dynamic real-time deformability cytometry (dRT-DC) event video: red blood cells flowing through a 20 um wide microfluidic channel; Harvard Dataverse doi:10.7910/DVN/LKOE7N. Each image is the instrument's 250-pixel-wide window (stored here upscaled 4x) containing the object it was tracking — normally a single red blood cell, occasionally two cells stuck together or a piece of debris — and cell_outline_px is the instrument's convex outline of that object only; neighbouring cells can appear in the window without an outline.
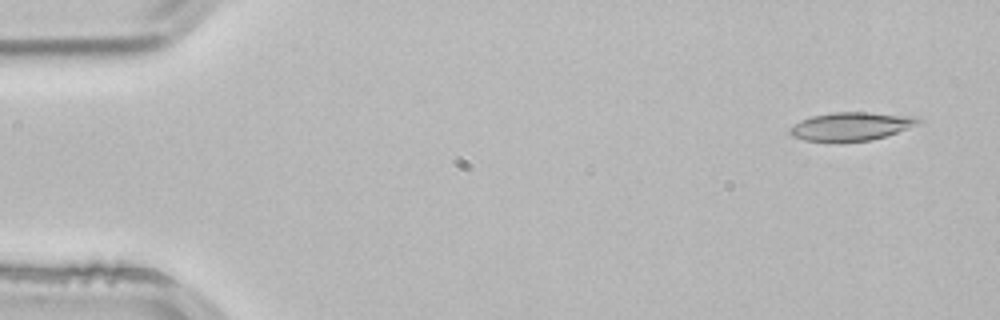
{"species": "common noctule bat (a hibernating species)", "species_latin": "Nyctalus noctula", "temperature_condition": "room temperature", "stored_images_in_passage": 3, "camera_frame_rate_fps": 3000, "um_per_image_px": 0.085, "animal": {"sex": "male", "body_mass_g": 21.5, "forearm_length_mm": 52.0}, "frame": {"image": 1, "passage_image": 1, "time_ms": 0.0, "image_size_px": [1000, 320], "cell_outline_px": [[924, 120], [920, 124], [872, 140], [840, 144], [836, 144], [804, 140], [792, 136], [788, 132], [788, 128], [792, 124], [800, 120], [812, 116], [832, 112], [868, 112], [920, 116]], "centroid_in_image_um": [72.33, 10.76], "position_along_channel_um": 12.7, "area_um2": 22.2}}
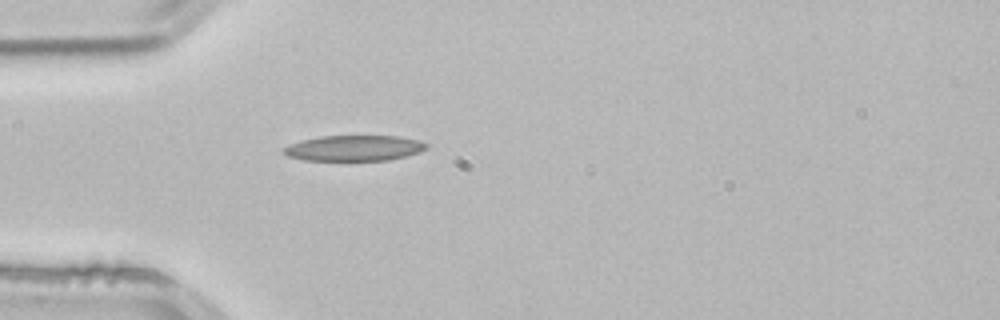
{"frame": {"image": 2, "passage_image": 3, "time_ms": 0.667, "image_size_px": [1000, 320], "cell_outline_px": [[428, 148], [420, 152], [388, 160], [304, 160], [288, 156], [284, 152], [284, 148], [292, 144], [304, 140], [320, 136], [400, 136], [420, 140], [428, 144]], "centroid_in_image_um": [30.17, 12.58], "position_along_channel_um": 54.8, "area_um2": 21.1}}